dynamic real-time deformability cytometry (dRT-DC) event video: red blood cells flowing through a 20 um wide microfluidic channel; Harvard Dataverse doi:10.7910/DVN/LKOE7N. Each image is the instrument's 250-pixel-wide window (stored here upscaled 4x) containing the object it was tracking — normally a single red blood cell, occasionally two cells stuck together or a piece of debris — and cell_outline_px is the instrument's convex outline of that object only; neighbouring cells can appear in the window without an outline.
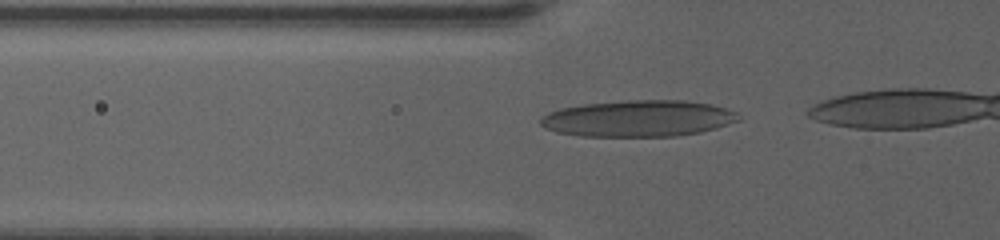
{"species": "human", "species_latin": "Homo sapiens", "temperature_condition": "warm", "stored_images_in_passage": 11, "camera_frame_rate_fps": 3000, "um_per_image_px": 0.085, "donor": {"sex": "female"}, "frame": {"image": 1, "passage_image": 4, "time_ms": 1.0, "image_size_px": [1000, 240], "cell_outline_px": [[740, 120], [716, 128], [700, 132], [676, 136], [580, 136], [556, 132], [544, 128], [540, 124], [540, 120], [548, 112], [560, 108], [584, 104], [624, 100], [684, 100], [712, 104], [736, 112]], "centroid_in_image_um": [54.24, 10.07], "position_along_channel_um": 71.6, "area_um2": 42.08}}
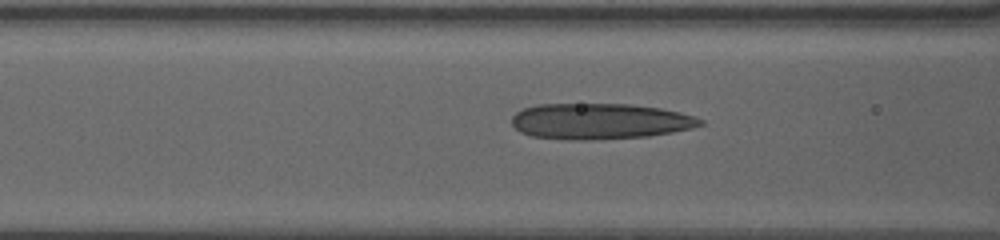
{"frame": {"image": 2, "passage_image": 8, "time_ms": 2.333, "image_size_px": [1000, 240], "cell_outline_px": [[704, 124], [692, 128], [672, 132], [648, 136], [592, 140], [568, 140], [532, 136], [520, 132], [512, 124], [512, 116], [516, 112], [524, 108], [540, 104], [628, 104], [660, 108], [680, 112], [704, 120]], "centroid_in_image_um": [50.98, 10.31], "position_along_channel_um": 115.6, "area_um2": 39.42}}